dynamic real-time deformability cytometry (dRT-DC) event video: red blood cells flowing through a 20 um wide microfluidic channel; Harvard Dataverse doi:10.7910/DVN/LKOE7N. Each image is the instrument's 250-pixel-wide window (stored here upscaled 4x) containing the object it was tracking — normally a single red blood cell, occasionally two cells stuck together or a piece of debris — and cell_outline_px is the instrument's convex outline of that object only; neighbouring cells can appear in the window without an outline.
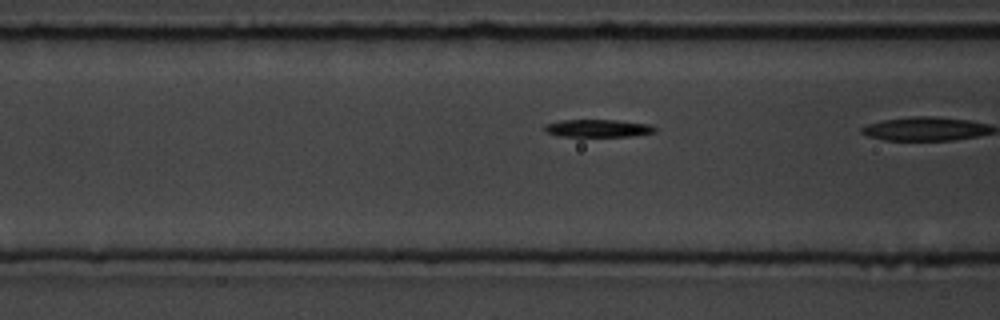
{"species": "common noctule bat (a hibernating species)", "species_latin": "Nyctalus noctula", "temperature_condition": "room temperature", "stored_images_in_passage": 15, "camera_frame_rate_fps": 3000, "um_per_image_px": 0.085, "animal": {"sex": "male", "body_mass_g": 19.5, "forearm_length_mm": 54.6}, "frame": {"image": 1, "passage_image": 9, "time_ms": 2.667, "image_size_px": [1000, 320], "cell_outline_px": [[656, 132], [632, 136], [560, 136], [544, 132], [544, 124], [560, 120], [616, 120], [652, 124], [656, 128]], "centroid_in_image_um": [50.83, 10.89], "position_along_channel_um": 115.8, "area_um2": 11.44}}